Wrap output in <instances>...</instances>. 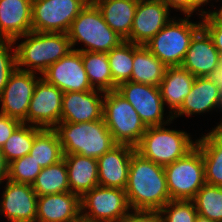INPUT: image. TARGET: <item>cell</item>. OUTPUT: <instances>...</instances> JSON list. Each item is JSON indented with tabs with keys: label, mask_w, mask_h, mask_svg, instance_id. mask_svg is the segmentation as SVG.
Listing matches in <instances>:
<instances>
[{
	"label": "cell",
	"mask_w": 222,
	"mask_h": 222,
	"mask_svg": "<svg viewBox=\"0 0 222 222\" xmlns=\"http://www.w3.org/2000/svg\"><path fill=\"white\" fill-rule=\"evenodd\" d=\"M125 192L131 211H159L171 200L164 166L135 151L130 160Z\"/></svg>",
	"instance_id": "cell-1"
},
{
	"label": "cell",
	"mask_w": 222,
	"mask_h": 222,
	"mask_svg": "<svg viewBox=\"0 0 222 222\" xmlns=\"http://www.w3.org/2000/svg\"><path fill=\"white\" fill-rule=\"evenodd\" d=\"M20 38L26 40L15 47L16 68L23 71L43 74L50 65L73 50L67 33L31 31L16 38L14 43Z\"/></svg>",
	"instance_id": "cell-2"
},
{
	"label": "cell",
	"mask_w": 222,
	"mask_h": 222,
	"mask_svg": "<svg viewBox=\"0 0 222 222\" xmlns=\"http://www.w3.org/2000/svg\"><path fill=\"white\" fill-rule=\"evenodd\" d=\"M53 129L58 135L63 154L98 159L117 145L103 118L92 122H60Z\"/></svg>",
	"instance_id": "cell-3"
},
{
	"label": "cell",
	"mask_w": 222,
	"mask_h": 222,
	"mask_svg": "<svg viewBox=\"0 0 222 222\" xmlns=\"http://www.w3.org/2000/svg\"><path fill=\"white\" fill-rule=\"evenodd\" d=\"M67 34L72 49L80 52L108 53L125 41L104 21L101 11L92 0L73 20ZM78 42L84 43L86 47L74 49Z\"/></svg>",
	"instance_id": "cell-4"
},
{
	"label": "cell",
	"mask_w": 222,
	"mask_h": 222,
	"mask_svg": "<svg viewBox=\"0 0 222 222\" xmlns=\"http://www.w3.org/2000/svg\"><path fill=\"white\" fill-rule=\"evenodd\" d=\"M196 142L187 132L160 125L147 127L135 149L143 158L165 166L184 157Z\"/></svg>",
	"instance_id": "cell-5"
},
{
	"label": "cell",
	"mask_w": 222,
	"mask_h": 222,
	"mask_svg": "<svg viewBox=\"0 0 222 222\" xmlns=\"http://www.w3.org/2000/svg\"><path fill=\"white\" fill-rule=\"evenodd\" d=\"M103 119L117 144L136 147L147 127L135 108L116 90L105 92Z\"/></svg>",
	"instance_id": "cell-6"
},
{
	"label": "cell",
	"mask_w": 222,
	"mask_h": 222,
	"mask_svg": "<svg viewBox=\"0 0 222 222\" xmlns=\"http://www.w3.org/2000/svg\"><path fill=\"white\" fill-rule=\"evenodd\" d=\"M185 16L179 21L172 18L145 44L166 67L181 66L192 37L202 27V22L192 23L191 15Z\"/></svg>",
	"instance_id": "cell-7"
},
{
	"label": "cell",
	"mask_w": 222,
	"mask_h": 222,
	"mask_svg": "<svg viewBox=\"0 0 222 222\" xmlns=\"http://www.w3.org/2000/svg\"><path fill=\"white\" fill-rule=\"evenodd\" d=\"M171 200H193L205 184L201 150L195 146L184 157L164 166Z\"/></svg>",
	"instance_id": "cell-8"
},
{
	"label": "cell",
	"mask_w": 222,
	"mask_h": 222,
	"mask_svg": "<svg viewBox=\"0 0 222 222\" xmlns=\"http://www.w3.org/2000/svg\"><path fill=\"white\" fill-rule=\"evenodd\" d=\"M80 203L81 215L89 222H119L131 210L125 190L100 185L85 192Z\"/></svg>",
	"instance_id": "cell-9"
},
{
	"label": "cell",
	"mask_w": 222,
	"mask_h": 222,
	"mask_svg": "<svg viewBox=\"0 0 222 222\" xmlns=\"http://www.w3.org/2000/svg\"><path fill=\"white\" fill-rule=\"evenodd\" d=\"M90 0H32V31L68 33Z\"/></svg>",
	"instance_id": "cell-10"
},
{
	"label": "cell",
	"mask_w": 222,
	"mask_h": 222,
	"mask_svg": "<svg viewBox=\"0 0 222 222\" xmlns=\"http://www.w3.org/2000/svg\"><path fill=\"white\" fill-rule=\"evenodd\" d=\"M116 91L131 103L146 127L165 126L173 120L169 115L164 121L165 107L159 87L126 81L119 84Z\"/></svg>",
	"instance_id": "cell-11"
},
{
	"label": "cell",
	"mask_w": 222,
	"mask_h": 222,
	"mask_svg": "<svg viewBox=\"0 0 222 222\" xmlns=\"http://www.w3.org/2000/svg\"><path fill=\"white\" fill-rule=\"evenodd\" d=\"M63 92L40 78L30 101L27 118L22 122L42 129H53L60 123Z\"/></svg>",
	"instance_id": "cell-12"
},
{
	"label": "cell",
	"mask_w": 222,
	"mask_h": 222,
	"mask_svg": "<svg viewBox=\"0 0 222 222\" xmlns=\"http://www.w3.org/2000/svg\"><path fill=\"white\" fill-rule=\"evenodd\" d=\"M37 73L16 68L0 94V113L23 122L27 113L37 81Z\"/></svg>",
	"instance_id": "cell-13"
},
{
	"label": "cell",
	"mask_w": 222,
	"mask_h": 222,
	"mask_svg": "<svg viewBox=\"0 0 222 222\" xmlns=\"http://www.w3.org/2000/svg\"><path fill=\"white\" fill-rule=\"evenodd\" d=\"M62 92L93 90L82 62V52L71 50L66 56L50 65L41 75Z\"/></svg>",
	"instance_id": "cell-14"
},
{
	"label": "cell",
	"mask_w": 222,
	"mask_h": 222,
	"mask_svg": "<svg viewBox=\"0 0 222 222\" xmlns=\"http://www.w3.org/2000/svg\"><path fill=\"white\" fill-rule=\"evenodd\" d=\"M169 10L162 0H138L130 36L125 41L145 45L172 19Z\"/></svg>",
	"instance_id": "cell-15"
},
{
	"label": "cell",
	"mask_w": 222,
	"mask_h": 222,
	"mask_svg": "<svg viewBox=\"0 0 222 222\" xmlns=\"http://www.w3.org/2000/svg\"><path fill=\"white\" fill-rule=\"evenodd\" d=\"M0 213L9 222H36L38 196L30 184L6 180Z\"/></svg>",
	"instance_id": "cell-16"
},
{
	"label": "cell",
	"mask_w": 222,
	"mask_h": 222,
	"mask_svg": "<svg viewBox=\"0 0 222 222\" xmlns=\"http://www.w3.org/2000/svg\"><path fill=\"white\" fill-rule=\"evenodd\" d=\"M104 93L97 89L63 92L60 122L81 123L102 119Z\"/></svg>",
	"instance_id": "cell-17"
},
{
	"label": "cell",
	"mask_w": 222,
	"mask_h": 222,
	"mask_svg": "<svg viewBox=\"0 0 222 222\" xmlns=\"http://www.w3.org/2000/svg\"><path fill=\"white\" fill-rule=\"evenodd\" d=\"M135 147L117 144L97 159L100 186L125 190L128 181L130 160Z\"/></svg>",
	"instance_id": "cell-18"
},
{
	"label": "cell",
	"mask_w": 222,
	"mask_h": 222,
	"mask_svg": "<svg viewBox=\"0 0 222 222\" xmlns=\"http://www.w3.org/2000/svg\"><path fill=\"white\" fill-rule=\"evenodd\" d=\"M220 56L211 36L201 27L192 37L181 67L195 77H206L217 67Z\"/></svg>",
	"instance_id": "cell-19"
},
{
	"label": "cell",
	"mask_w": 222,
	"mask_h": 222,
	"mask_svg": "<svg viewBox=\"0 0 222 222\" xmlns=\"http://www.w3.org/2000/svg\"><path fill=\"white\" fill-rule=\"evenodd\" d=\"M32 31V0H0V40L14 41Z\"/></svg>",
	"instance_id": "cell-20"
},
{
	"label": "cell",
	"mask_w": 222,
	"mask_h": 222,
	"mask_svg": "<svg viewBox=\"0 0 222 222\" xmlns=\"http://www.w3.org/2000/svg\"><path fill=\"white\" fill-rule=\"evenodd\" d=\"M81 215L80 196L72 192L48 194L37 199L36 222H70Z\"/></svg>",
	"instance_id": "cell-21"
},
{
	"label": "cell",
	"mask_w": 222,
	"mask_h": 222,
	"mask_svg": "<svg viewBox=\"0 0 222 222\" xmlns=\"http://www.w3.org/2000/svg\"><path fill=\"white\" fill-rule=\"evenodd\" d=\"M215 108L222 111L218 87L207 77H196L190 93L184 98L181 107L172 115V118L182 115L190 117L195 113L200 115Z\"/></svg>",
	"instance_id": "cell-22"
},
{
	"label": "cell",
	"mask_w": 222,
	"mask_h": 222,
	"mask_svg": "<svg viewBox=\"0 0 222 222\" xmlns=\"http://www.w3.org/2000/svg\"><path fill=\"white\" fill-rule=\"evenodd\" d=\"M195 78L193 74L181 66L166 68L159 89L164 105H168L171 115L181 107L184 98L192 89Z\"/></svg>",
	"instance_id": "cell-23"
},
{
	"label": "cell",
	"mask_w": 222,
	"mask_h": 222,
	"mask_svg": "<svg viewBox=\"0 0 222 222\" xmlns=\"http://www.w3.org/2000/svg\"><path fill=\"white\" fill-rule=\"evenodd\" d=\"M67 165L70 192L80 197L99 185L97 159L79 154H63Z\"/></svg>",
	"instance_id": "cell-24"
},
{
	"label": "cell",
	"mask_w": 222,
	"mask_h": 222,
	"mask_svg": "<svg viewBox=\"0 0 222 222\" xmlns=\"http://www.w3.org/2000/svg\"><path fill=\"white\" fill-rule=\"evenodd\" d=\"M109 27L126 40L130 36L138 0H92Z\"/></svg>",
	"instance_id": "cell-25"
},
{
	"label": "cell",
	"mask_w": 222,
	"mask_h": 222,
	"mask_svg": "<svg viewBox=\"0 0 222 222\" xmlns=\"http://www.w3.org/2000/svg\"><path fill=\"white\" fill-rule=\"evenodd\" d=\"M196 141L203 157L205 183L222 187V128H213Z\"/></svg>",
	"instance_id": "cell-26"
},
{
	"label": "cell",
	"mask_w": 222,
	"mask_h": 222,
	"mask_svg": "<svg viewBox=\"0 0 222 222\" xmlns=\"http://www.w3.org/2000/svg\"><path fill=\"white\" fill-rule=\"evenodd\" d=\"M166 66L145 45L133 43V69L131 81L159 87Z\"/></svg>",
	"instance_id": "cell-27"
},
{
	"label": "cell",
	"mask_w": 222,
	"mask_h": 222,
	"mask_svg": "<svg viewBox=\"0 0 222 222\" xmlns=\"http://www.w3.org/2000/svg\"><path fill=\"white\" fill-rule=\"evenodd\" d=\"M82 62L93 89L103 92L116 90L113 82L107 53L82 52Z\"/></svg>",
	"instance_id": "cell-28"
},
{
	"label": "cell",
	"mask_w": 222,
	"mask_h": 222,
	"mask_svg": "<svg viewBox=\"0 0 222 222\" xmlns=\"http://www.w3.org/2000/svg\"><path fill=\"white\" fill-rule=\"evenodd\" d=\"M31 186L38 197L70 192L65 160L62 159L54 165L42 168Z\"/></svg>",
	"instance_id": "cell-29"
},
{
	"label": "cell",
	"mask_w": 222,
	"mask_h": 222,
	"mask_svg": "<svg viewBox=\"0 0 222 222\" xmlns=\"http://www.w3.org/2000/svg\"><path fill=\"white\" fill-rule=\"evenodd\" d=\"M29 154L41 168L63 159L62 147L54 129H41L36 135Z\"/></svg>",
	"instance_id": "cell-30"
},
{
	"label": "cell",
	"mask_w": 222,
	"mask_h": 222,
	"mask_svg": "<svg viewBox=\"0 0 222 222\" xmlns=\"http://www.w3.org/2000/svg\"><path fill=\"white\" fill-rule=\"evenodd\" d=\"M42 128L21 123L2 147L7 163L22 158L31 151L35 135Z\"/></svg>",
	"instance_id": "cell-31"
},
{
	"label": "cell",
	"mask_w": 222,
	"mask_h": 222,
	"mask_svg": "<svg viewBox=\"0 0 222 222\" xmlns=\"http://www.w3.org/2000/svg\"><path fill=\"white\" fill-rule=\"evenodd\" d=\"M113 82L119 84L131 81L133 69V43L123 41L107 53Z\"/></svg>",
	"instance_id": "cell-32"
},
{
	"label": "cell",
	"mask_w": 222,
	"mask_h": 222,
	"mask_svg": "<svg viewBox=\"0 0 222 222\" xmlns=\"http://www.w3.org/2000/svg\"><path fill=\"white\" fill-rule=\"evenodd\" d=\"M192 201L198 215L222 222V187L205 183Z\"/></svg>",
	"instance_id": "cell-33"
},
{
	"label": "cell",
	"mask_w": 222,
	"mask_h": 222,
	"mask_svg": "<svg viewBox=\"0 0 222 222\" xmlns=\"http://www.w3.org/2000/svg\"><path fill=\"white\" fill-rule=\"evenodd\" d=\"M42 168L30 154L9 163L8 179L14 182L32 185Z\"/></svg>",
	"instance_id": "cell-34"
},
{
	"label": "cell",
	"mask_w": 222,
	"mask_h": 222,
	"mask_svg": "<svg viewBox=\"0 0 222 222\" xmlns=\"http://www.w3.org/2000/svg\"><path fill=\"white\" fill-rule=\"evenodd\" d=\"M159 211L162 222H195L198 215L192 200H170Z\"/></svg>",
	"instance_id": "cell-35"
},
{
	"label": "cell",
	"mask_w": 222,
	"mask_h": 222,
	"mask_svg": "<svg viewBox=\"0 0 222 222\" xmlns=\"http://www.w3.org/2000/svg\"><path fill=\"white\" fill-rule=\"evenodd\" d=\"M13 45H15L14 41L0 40V94L4 90L10 74L16 69V51ZM11 49H14L13 52Z\"/></svg>",
	"instance_id": "cell-36"
},
{
	"label": "cell",
	"mask_w": 222,
	"mask_h": 222,
	"mask_svg": "<svg viewBox=\"0 0 222 222\" xmlns=\"http://www.w3.org/2000/svg\"><path fill=\"white\" fill-rule=\"evenodd\" d=\"M132 212L119 222H162L160 211L132 210Z\"/></svg>",
	"instance_id": "cell-37"
},
{
	"label": "cell",
	"mask_w": 222,
	"mask_h": 222,
	"mask_svg": "<svg viewBox=\"0 0 222 222\" xmlns=\"http://www.w3.org/2000/svg\"><path fill=\"white\" fill-rule=\"evenodd\" d=\"M21 123V121L15 118L0 113V148L4 146L14 130Z\"/></svg>",
	"instance_id": "cell-38"
},
{
	"label": "cell",
	"mask_w": 222,
	"mask_h": 222,
	"mask_svg": "<svg viewBox=\"0 0 222 222\" xmlns=\"http://www.w3.org/2000/svg\"><path fill=\"white\" fill-rule=\"evenodd\" d=\"M162 1H164L169 7L180 10L181 12L184 13V15H192L193 12L197 10L200 13L199 16H202L206 12L204 9H199L200 6L194 0H162Z\"/></svg>",
	"instance_id": "cell-39"
},
{
	"label": "cell",
	"mask_w": 222,
	"mask_h": 222,
	"mask_svg": "<svg viewBox=\"0 0 222 222\" xmlns=\"http://www.w3.org/2000/svg\"><path fill=\"white\" fill-rule=\"evenodd\" d=\"M202 27L211 36L214 46L222 55V25L221 24H202Z\"/></svg>",
	"instance_id": "cell-40"
},
{
	"label": "cell",
	"mask_w": 222,
	"mask_h": 222,
	"mask_svg": "<svg viewBox=\"0 0 222 222\" xmlns=\"http://www.w3.org/2000/svg\"><path fill=\"white\" fill-rule=\"evenodd\" d=\"M206 77L218 87L222 104V55L219 58L217 67H215Z\"/></svg>",
	"instance_id": "cell-41"
},
{
	"label": "cell",
	"mask_w": 222,
	"mask_h": 222,
	"mask_svg": "<svg viewBox=\"0 0 222 222\" xmlns=\"http://www.w3.org/2000/svg\"><path fill=\"white\" fill-rule=\"evenodd\" d=\"M218 1V0H217ZM202 24H221L222 25V7L219 10L206 11L202 16Z\"/></svg>",
	"instance_id": "cell-42"
},
{
	"label": "cell",
	"mask_w": 222,
	"mask_h": 222,
	"mask_svg": "<svg viewBox=\"0 0 222 222\" xmlns=\"http://www.w3.org/2000/svg\"><path fill=\"white\" fill-rule=\"evenodd\" d=\"M8 168H9V164L5 160V157L2 152V148H0V184L4 180L8 179Z\"/></svg>",
	"instance_id": "cell-43"
},
{
	"label": "cell",
	"mask_w": 222,
	"mask_h": 222,
	"mask_svg": "<svg viewBox=\"0 0 222 222\" xmlns=\"http://www.w3.org/2000/svg\"><path fill=\"white\" fill-rule=\"evenodd\" d=\"M195 222H215L201 215H197Z\"/></svg>",
	"instance_id": "cell-44"
},
{
	"label": "cell",
	"mask_w": 222,
	"mask_h": 222,
	"mask_svg": "<svg viewBox=\"0 0 222 222\" xmlns=\"http://www.w3.org/2000/svg\"><path fill=\"white\" fill-rule=\"evenodd\" d=\"M70 222H89L85 217H83L82 215H80L78 218H76L73 221Z\"/></svg>",
	"instance_id": "cell-45"
},
{
	"label": "cell",
	"mask_w": 222,
	"mask_h": 222,
	"mask_svg": "<svg viewBox=\"0 0 222 222\" xmlns=\"http://www.w3.org/2000/svg\"><path fill=\"white\" fill-rule=\"evenodd\" d=\"M199 6H203V4H208L209 0H194Z\"/></svg>",
	"instance_id": "cell-46"
},
{
	"label": "cell",
	"mask_w": 222,
	"mask_h": 222,
	"mask_svg": "<svg viewBox=\"0 0 222 222\" xmlns=\"http://www.w3.org/2000/svg\"><path fill=\"white\" fill-rule=\"evenodd\" d=\"M217 128H222V122L215 127V129H217Z\"/></svg>",
	"instance_id": "cell-47"
}]
</instances>
